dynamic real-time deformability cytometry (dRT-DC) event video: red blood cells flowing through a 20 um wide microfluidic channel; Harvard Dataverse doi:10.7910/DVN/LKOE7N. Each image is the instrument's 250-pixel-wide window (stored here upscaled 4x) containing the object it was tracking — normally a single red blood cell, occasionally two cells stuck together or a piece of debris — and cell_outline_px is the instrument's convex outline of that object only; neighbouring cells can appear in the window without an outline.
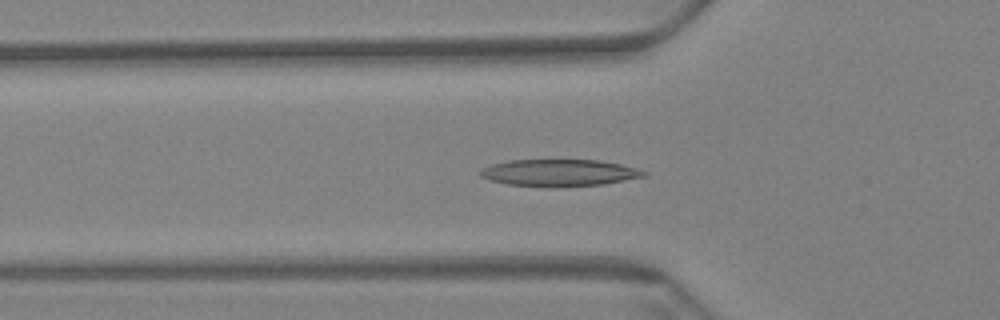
{"species": "Egyptian fruit bat (a non-hibernating species)", "species_latin": "Rousettus aegyptiacus", "temperature_condition": "warm", "stored_images_in_passage": 59, "camera_frame_rate_fps": 3000, "um_per_image_px": 0.085, "animal": {"sex": "female"}, "frame": {"image": 1, "passage_image": 20, "time_ms": 6.333, "image_size_px": [1000, 320], "cell_outline_px": [[648, 176], [604, 184], [560, 188], [548, 188], [508, 184], [488, 180], [480, 176], [480, 172], [484, 168], [492, 164], [508, 160], [596, 160], [620, 164], [636, 168], [648, 172]], "centroid_in_image_um": [47.55, 14.71], "position_along_channel_um": 78.2, "area_um2": 26.01}}
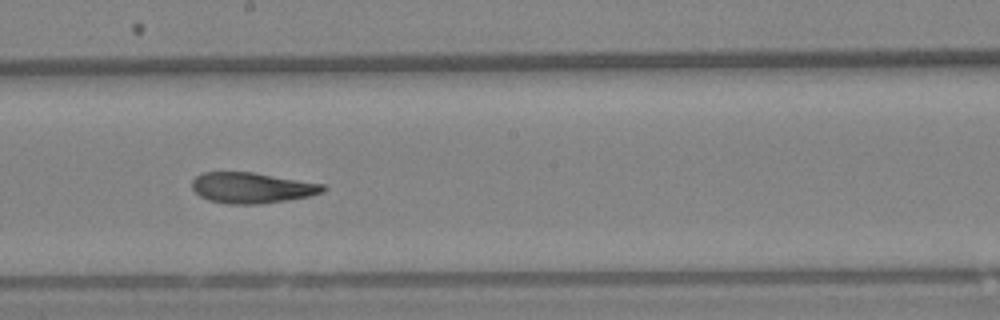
{"frame": {"image": 2, "passage_image": 33, "time_ms": 10.667, "image_size_px": [1000, 320], "cell_outline_px": [[328, 188], [324, 192], [308, 196], [284, 200], [256, 204], [228, 204], [208, 200], [200, 196], [192, 188], [192, 180], [196, 176], [204, 172], [252, 172], [324, 184]], "centroid_in_image_um": [21.4, 15.96], "position_along_channel_um": 226.8, "area_um2": 23.29}}
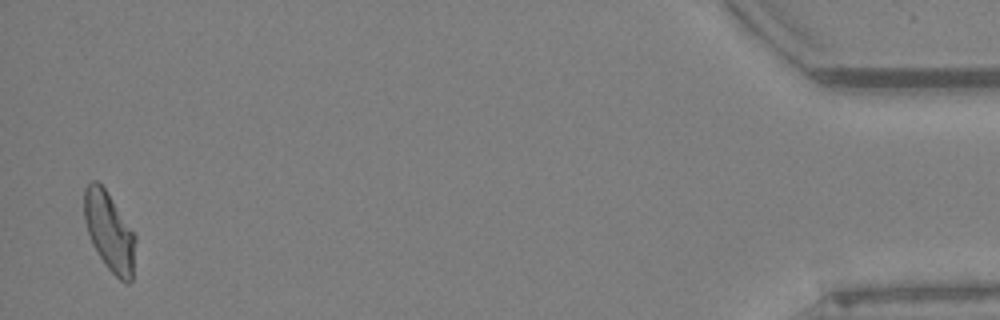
{"frame": {"image": 3, "passage_image": 58, "time_ms": 19.0, "image_size_px": [1000, 320], "cell_outline_px": [[136, 240], [132, 280], [128, 284], [120, 280], [104, 264], [92, 244], [84, 220], [84, 188], [92, 180], [96, 180], [104, 188], [136, 236]], "centroid_in_image_um": [9.29, 19.71], "position_along_channel_um": 425.9, "area_um2": 23.35}, "authors_computed_cell_mechanics": {"area_um2": 24.1604, "velocity_mm_per_s": 3.4385, "shape_relaxation_time_tau1_ms": null, "shape_relaxation_time_tau2_ms": 3.8698, "deformation_change_tau1": null, "deformation_change_tau2": 0.1163}}